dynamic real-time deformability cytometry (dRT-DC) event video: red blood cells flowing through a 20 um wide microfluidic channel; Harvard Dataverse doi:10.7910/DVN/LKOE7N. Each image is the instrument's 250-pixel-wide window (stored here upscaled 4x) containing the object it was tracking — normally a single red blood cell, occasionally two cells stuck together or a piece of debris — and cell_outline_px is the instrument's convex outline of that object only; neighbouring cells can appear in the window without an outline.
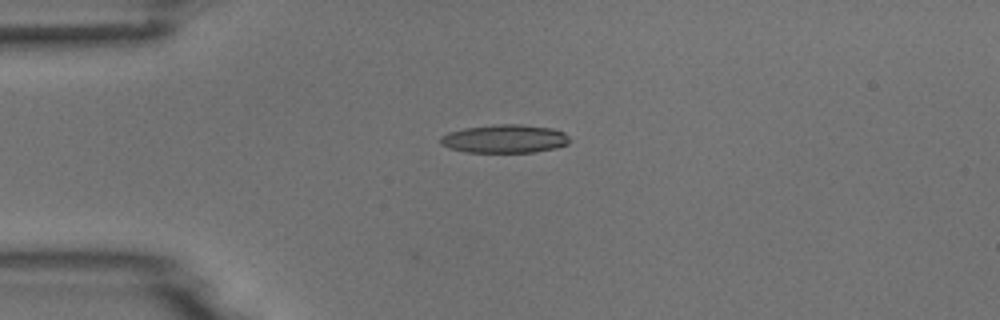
{"species": "common noctule bat (a hibernating species)", "species_latin": "Nyctalus noctula", "temperature_condition": "room temperature", "stored_images_in_passage": 2, "camera_frame_rate_fps": 3000, "um_per_image_px": 0.085, "animal": {"sex": "male", "body_mass_g": 18.8}, "frame": {"image": 1, "passage_image": 2, "time_ms": 0.333, "image_size_px": [1000, 320], "cell_outline_px": [[572, 140], [568, 144], [556, 148], [532, 152], [464, 152], [448, 148], [440, 144], [440, 136], [448, 132], [464, 128], [500, 124], [520, 124], [552, 128], [564, 132]], "centroid_in_image_um": [42.9, 11.8], "position_along_channel_um": 42.1, "area_um2": 21.5}}